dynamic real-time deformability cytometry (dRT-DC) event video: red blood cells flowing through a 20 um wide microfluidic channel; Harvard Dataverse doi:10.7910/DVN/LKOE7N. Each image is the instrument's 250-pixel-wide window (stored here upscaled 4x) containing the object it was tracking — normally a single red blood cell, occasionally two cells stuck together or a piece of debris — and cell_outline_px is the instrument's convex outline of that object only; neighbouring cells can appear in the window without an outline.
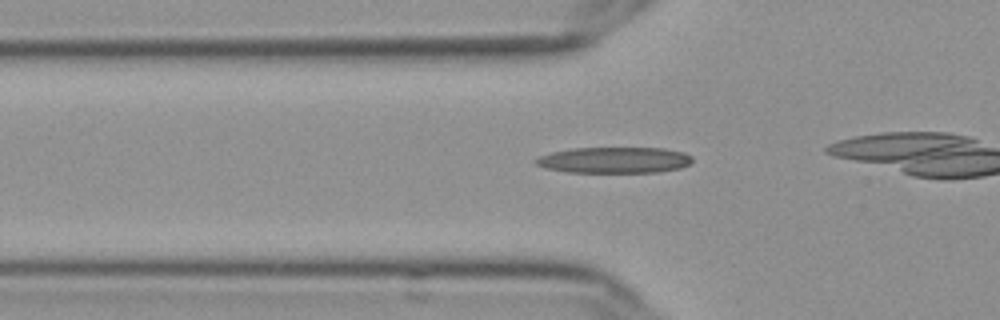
{"species": "Egyptian fruit bat (a non-hibernating species)", "species_latin": "Rousettus aegyptiacus", "temperature_condition": "cold", "stored_images_in_passage": 9, "camera_frame_rate_fps": 3000, "um_per_image_px": 0.085, "frame": {"image": 1, "passage_image": 3, "time_ms": 0.667, "image_size_px": [1000, 320], "cell_outline_px": [[692, 160], [688, 164], [680, 168], [656, 172], [568, 172], [548, 168], [536, 164], [532, 160], [540, 156], [552, 152], [572, 148], [664, 148], [684, 152], [692, 156]], "centroid_in_image_um": [52.22, 13.6], "position_along_channel_um": 73.6, "area_um2": 23.64}}
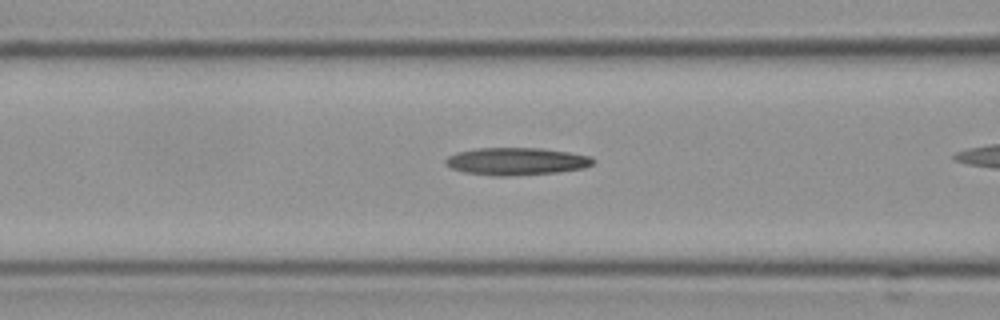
{"frame": {"image": 2, "passage_image": 7, "time_ms": 2.0, "image_size_px": [1000, 320], "cell_outline_px": [[592, 164], [584, 168], [556, 172], [508, 176], [496, 176], [464, 172], [452, 168], [444, 164], [444, 160], [448, 156], [456, 152], [476, 148], [540, 148], [568, 152], [588, 156], [592, 160]], "centroid_in_image_um": [43.82, 13.71], "position_along_channel_um": 122.8, "area_um2": 23.41}}